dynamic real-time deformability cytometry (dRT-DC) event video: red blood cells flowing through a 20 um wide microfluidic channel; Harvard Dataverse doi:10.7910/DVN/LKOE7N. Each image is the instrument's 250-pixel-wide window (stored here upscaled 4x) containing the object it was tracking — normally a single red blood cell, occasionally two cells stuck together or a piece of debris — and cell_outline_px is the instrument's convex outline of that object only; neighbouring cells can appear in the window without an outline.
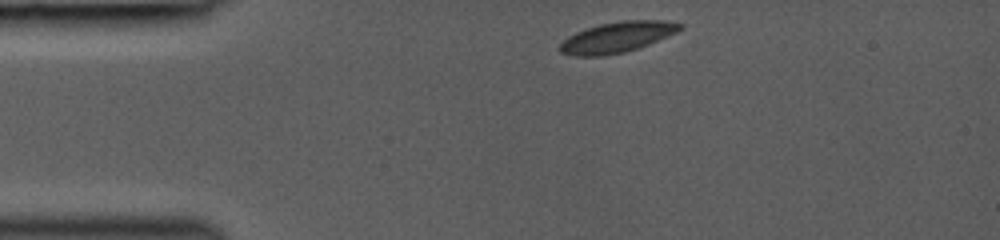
{"species": "common noctule bat (a hibernating species)", "species_latin": "Nyctalus noctula", "temperature_condition": "room temperature", "stored_images_in_passage": 4, "camera_frame_rate_fps": 3000, "um_per_image_px": 0.085, "animal": {"sex": "female", "body_mass_g": 19.0, "forearm_length_mm": 53.3}, "frame": {"image": 1, "passage_image": 1, "time_ms": 0.0, "image_size_px": [1000, 240], "cell_outline_px": [[684, 28], [668, 36], [648, 44], [624, 52], [600, 56], [572, 56], [560, 52], [560, 44], [568, 36], [576, 32], [600, 24], [620, 20], [664, 20], [684, 24]], "centroid_in_image_um": [52.47, 3.15], "position_along_channel_um": 32.5, "area_um2": 21.33}}
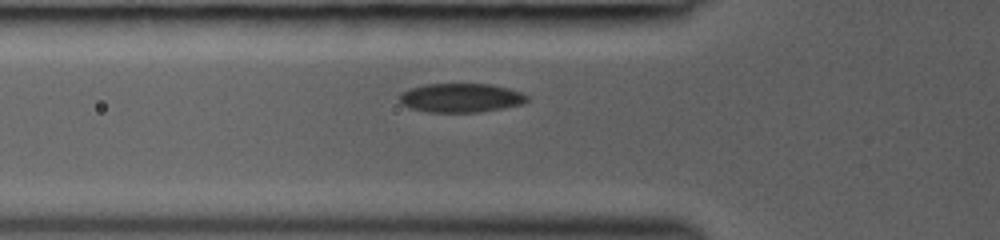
{"frame": {"image": 2, "passage_image": 4, "time_ms": 2.333, "image_size_px": [1000, 240], "cell_outline_px": [[528, 100], [524, 104], [504, 108], [480, 112], [428, 112], [412, 108], [400, 104], [400, 92], [408, 88], [424, 84], [492, 84], [508, 88], [520, 92], [528, 96]], "centroid_in_image_um": [39.17, 8.31], "position_along_channel_um": 86.6, "area_um2": 21.73}}